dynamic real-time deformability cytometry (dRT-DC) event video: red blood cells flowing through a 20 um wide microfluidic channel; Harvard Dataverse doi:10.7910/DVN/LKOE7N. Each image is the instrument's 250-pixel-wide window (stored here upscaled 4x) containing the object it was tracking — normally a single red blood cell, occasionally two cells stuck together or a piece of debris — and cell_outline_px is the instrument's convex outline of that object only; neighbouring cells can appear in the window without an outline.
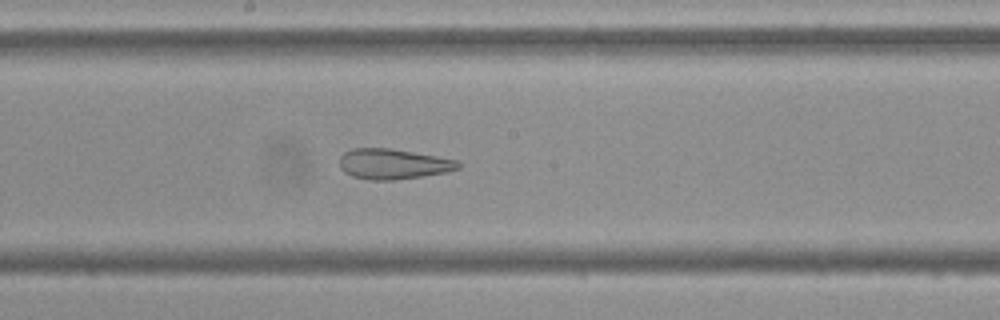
{"species": "Egyptian fruit bat (a non-hibernating species)", "species_latin": "Rousettus aegyptiacus", "temperature_condition": "cold", "stored_images_in_passage": 54, "camera_frame_rate_fps": 3000, "um_per_image_px": 0.085, "frame": {"image": 1, "passage_image": 29, "time_ms": 9.333, "image_size_px": [1000, 320], "cell_outline_px": [[460, 168], [448, 172], [392, 180], [368, 180], [352, 176], [344, 172], [340, 168], [340, 156], [344, 152], [352, 148], [388, 148], [460, 160]], "centroid_in_image_um": [33.41, 13.94], "position_along_channel_um": 214.8, "area_um2": 20.98}}
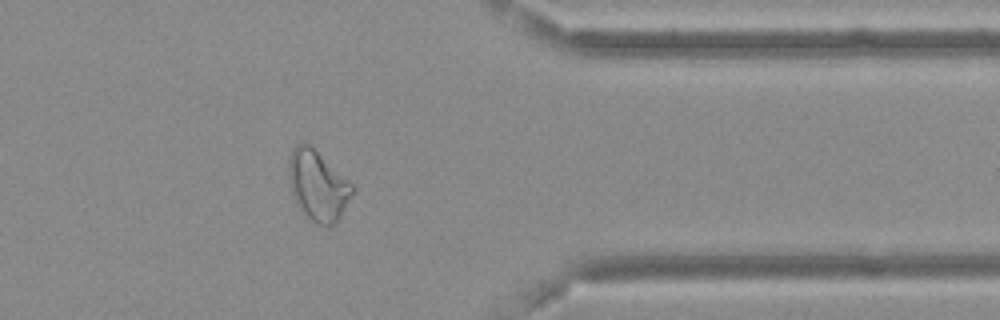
{"frame": {"image": 2, "passage_image": 44, "time_ms": 14.333, "image_size_px": [1000, 320], "cell_outline_px": [[356, 188], [340, 216], [328, 228], [316, 224], [304, 216], [300, 212], [292, 192], [288, 180], [288, 156], [292, 148], [296, 144], [304, 140], [352, 184]], "centroid_in_image_um": [26.97, 15.78], "position_along_channel_um": 384.4, "area_um2": 26.13}}
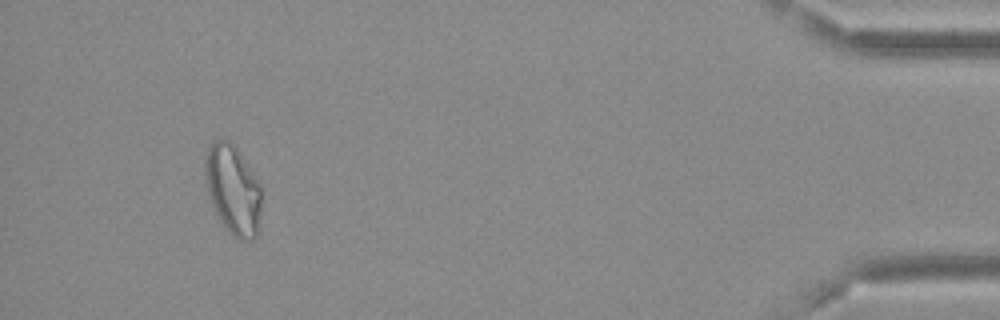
{"frame": {"image": 3, "passage_image": 51, "time_ms": 16.667, "image_size_px": [1000, 320], "cell_outline_px": [[260, 232], [252, 240], [240, 240], [232, 236], [228, 232], [220, 220], [212, 204], [208, 192], [204, 172], [204, 156], [212, 140], [228, 140], [236, 148], [260, 184]], "centroid_in_image_um": [19.79, 16.16], "position_along_channel_um": 415.4, "area_um2": 29.42}, "authors_computed_cell_mechanics": {"area_um2": 27.166, "velocity_mm_per_s": 3.6691, "shape_relaxation_time_tau1_ms": null, "shape_relaxation_time_tau2_ms": 2.2073, "deformation_change_tau1": null, "deformation_change_tau2": 0.113}}